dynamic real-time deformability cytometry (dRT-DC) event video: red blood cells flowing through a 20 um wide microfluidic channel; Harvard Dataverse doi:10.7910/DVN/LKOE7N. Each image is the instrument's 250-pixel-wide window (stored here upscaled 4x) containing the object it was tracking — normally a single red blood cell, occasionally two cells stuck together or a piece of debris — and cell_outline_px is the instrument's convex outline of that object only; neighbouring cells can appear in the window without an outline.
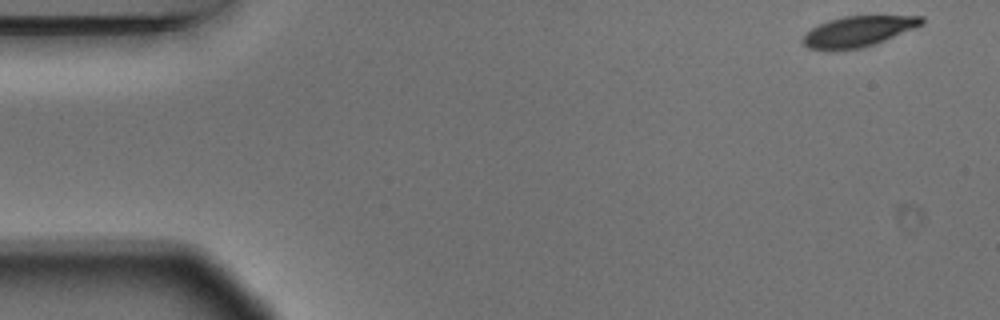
{"species": "Egyptian fruit bat (a non-hibernating species)", "species_latin": "Rousettus aegyptiacus", "temperature_condition": "warm", "stored_images_in_passage": 5, "camera_frame_rate_fps": 3000, "um_per_image_px": 0.085, "animal": {"sex": "male"}, "frame": {"image": 1, "passage_image": 1, "time_ms": 0.0, "image_size_px": [1000, 320], "cell_outline_px": [[924, 24], [876, 44], [860, 48], [832, 52], [808, 48], [800, 40], [812, 28], [828, 20], [844, 16], [924, 16]], "centroid_in_image_um": [72.92, 2.69], "position_along_channel_um": 12.1, "area_um2": 21.39}}
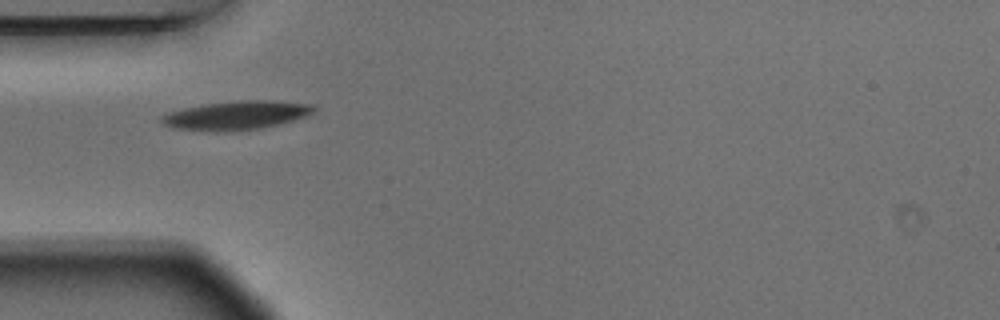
{"frame": {"image": 2, "passage_image": 5, "time_ms": 1.333, "image_size_px": [1000, 320], "cell_outline_px": [[316, 112], [308, 116], [260, 128], [216, 132], [172, 128], [164, 124], [160, 120], [160, 116], [168, 112], [184, 108], [204, 104], [236, 100], [276, 100], [312, 104], [316, 108]], "centroid_in_image_um": [20.09, 9.79], "position_along_channel_um": 64.9, "area_um2": 25.66}}